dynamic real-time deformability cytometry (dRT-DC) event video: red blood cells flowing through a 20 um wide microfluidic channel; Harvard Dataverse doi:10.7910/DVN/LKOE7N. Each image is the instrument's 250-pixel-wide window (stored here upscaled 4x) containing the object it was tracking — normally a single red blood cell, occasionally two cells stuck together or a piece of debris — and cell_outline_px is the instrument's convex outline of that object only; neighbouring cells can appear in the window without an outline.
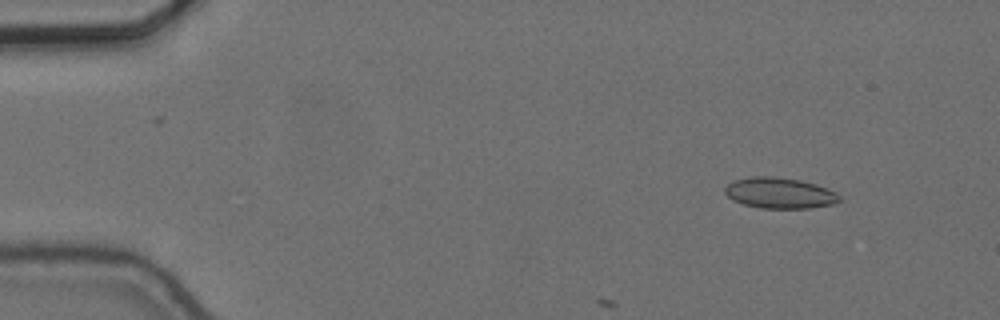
{"species": "common noctule bat (a hibernating species)", "species_latin": "Nyctalus noctula", "temperature_condition": "cold", "stored_images_in_passage": 12, "camera_frame_rate_fps": 3000, "um_per_image_px": 0.085, "animal": {"sex": "female", "body_mass_g": 24.6, "forearm_length_mm": 56.2}, "frame": {"image": 1, "passage_image": 5, "time_ms": 1.333, "image_size_px": [1000, 320], "cell_outline_px": [[840, 200], [836, 204], [808, 208], [760, 208], [744, 204], [732, 200], [724, 192], [724, 188], [732, 180], [752, 176], [772, 176], [800, 180], [816, 184], [828, 188], [836, 192], [840, 196]], "centroid_in_image_um": [66.27, 16.4], "position_along_channel_um": 18.7, "area_um2": 20.75}}